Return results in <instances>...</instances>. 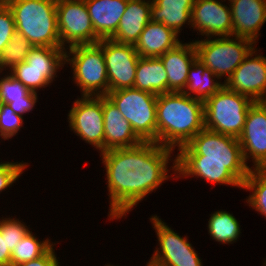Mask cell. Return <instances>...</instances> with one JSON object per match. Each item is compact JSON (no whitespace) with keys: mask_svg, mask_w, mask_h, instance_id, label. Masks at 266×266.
Returning a JSON list of instances; mask_svg holds the SVG:
<instances>
[{"mask_svg":"<svg viewBox=\"0 0 266 266\" xmlns=\"http://www.w3.org/2000/svg\"><path fill=\"white\" fill-rule=\"evenodd\" d=\"M174 151L156 142H142L134 147L100 153L109 194V220L127 217L134 206L153 191L156 192L164 181L176 178V159L172 157ZM170 161L172 166L168 165Z\"/></svg>","mask_w":266,"mask_h":266,"instance_id":"1","label":"cell"},{"mask_svg":"<svg viewBox=\"0 0 266 266\" xmlns=\"http://www.w3.org/2000/svg\"><path fill=\"white\" fill-rule=\"evenodd\" d=\"M177 151L176 179L195 176L213 185L242 189L250 172L238 138L205 128Z\"/></svg>","mask_w":266,"mask_h":266,"instance_id":"2","label":"cell"},{"mask_svg":"<svg viewBox=\"0 0 266 266\" xmlns=\"http://www.w3.org/2000/svg\"><path fill=\"white\" fill-rule=\"evenodd\" d=\"M157 143L173 150L204 129V102L183 92L157 96Z\"/></svg>","mask_w":266,"mask_h":266,"instance_id":"3","label":"cell"},{"mask_svg":"<svg viewBox=\"0 0 266 266\" xmlns=\"http://www.w3.org/2000/svg\"><path fill=\"white\" fill-rule=\"evenodd\" d=\"M11 9L16 32L33 46L62 47L57 22V0H3Z\"/></svg>","mask_w":266,"mask_h":266,"instance_id":"4","label":"cell"},{"mask_svg":"<svg viewBox=\"0 0 266 266\" xmlns=\"http://www.w3.org/2000/svg\"><path fill=\"white\" fill-rule=\"evenodd\" d=\"M254 103L248 96L223 86L204 101V128L239 138L248 110Z\"/></svg>","mask_w":266,"mask_h":266,"instance_id":"5","label":"cell"},{"mask_svg":"<svg viewBox=\"0 0 266 266\" xmlns=\"http://www.w3.org/2000/svg\"><path fill=\"white\" fill-rule=\"evenodd\" d=\"M67 49L66 64L73 70L72 81L80 88L81 96H106L109 83L102 47L96 43Z\"/></svg>","mask_w":266,"mask_h":266,"instance_id":"6","label":"cell"},{"mask_svg":"<svg viewBox=\"0 0 266 266\" xmlns=\"http://www.w3.org/2000/svg\"><path fill=\"white\" fill-rule=\"evenodd\" d=\"M197 60L226 82L235 69L256 46L252 41L234 35L194 40ZM222 78V79H221Z\"/></svg>","mask_w":266,"mask_h":266,"instance_id":"7","label":"cell"},{"mask_svg":"<svg viewBox=\"0 0 266 266\" xmlns=\"http://www.w3.org/2000/svg\"><path fill=\"white\" fill-rule=\"evenodd\" d=\"M106 96L143 142L157 143V95L136 88H124L108 92Z\"/></svg>","mask_w":266,"mask_h":266,"instance_id":"8","label":"cell"},{"mask_svg":"<svg viewBox=\"0 0 266 266\" xmlns=\"http://www.w3.org/2000/svg\"><path fill=\"white\" fill-rule=\"evenodd\" d=\"M66 64V49L63 47L34 46L26 60L8 71L14 79L20 81L29 91L51 85L56 81L57 73Z\"/></svg>","mask_w":266,"mask_h":266,"instance_id":"9","label":"cell"},{"mask_svg":"<svg viewBox=\"0 0 266 266\" xmlns=\"http://www.w3.org/2000/svg\"><path fill=\"white\" fill-rule=\"evenodd\" d=\"M149 219L154 226L159 246L155 247L149 259L154 266H203L201 257L189 243L187 236H180L157 214Z\"/></svg>","mask_w":266,"mask_h":266,"instance_id":"10","label":"cell"},{"mask_svg":"<svg viewBox=\"0 0 266 266\" xmlns=\"http://www.w3.org/2000/svg\"><path fill=\"white\" fill-rule=\"evenodd\" d=\"M57 22L61 46L96 44L101 40L96 34L85 0H57Z\"/></svg>","mask_w":266,"mask_h":266,"instance_id":"11","label":"cell"},{"mask_svg":"<svg viewBox=\"0 0 266 266\" xmlns=\"http://www.w3.org/2000/svg\"><path fill=\"white\" fill-rule=\"evenodd\" d=\"M68 112L70 130L99 153L104 152L102 96H81Z\"/></svg>","mask_w":266,"mask_h":266,"instance_id":"12","label":"cell"},{"mask_svg":"<svg viewBox=\"0 0 266 266\" xmlns=\"http://www.w3.org/2000/svg\"><path fill=\"white\" fill-rule=\"evenodd\" d=\"M97 43L103 50L109 92L133 88L140 58L134 45L117 43L111 39H101Z\"/></svg>","mask_w":266,"mask_h":266,"instance_id":"13","label":"cell"},{"mask_svg":"<svg viewBox=\"0 0 266 266\" xmlns=\"http://www.w3.org/2000/svg\"><path fill=\"white\" fill-rule=\"evenodd\" d=\"M259 52L255 46L224 82V86L248 96L254 102H266V56Z\"/></svg>","mask_w":266,"mask_h":266,"instance_id":"14","label":"cell"},{"mask_svg":"<svg viewBox=\"0 0 266 266\" xmlns=\"http://www.w3.org/2000/svg\"><path fill=\"white\" fill-rule=\"evenodd\" d=\"M238 140L246 165L266 169V102H255L249 108ZM248 161H252V167Z\"/></svg>","mask_w":266,"mask_h":266,"instance_id":"15","label":"cell"},{"mask_svg":"<svg viewBox=\"0 0 266 266\" xmlns=\"http://www.w3.org/2000/svg\"><path fill=\"white\" fill-rule=\"evenodd\" d=\"M226 1L195 0L191 10L193 31L204 38L233 35L231 9L230 5H225Z\"/></svg>","mask_w":266,"mask_h":266,"instance_id":"16","label":"cell"},{"mask_svg":"<svg viewBox=\"0 0 266 266\" xmlns=\"http://www.w3.org/2000/svg\"><path fill=\"white\" fill-rule=\"evenodd\" d=\"M227 4L231 9L233 35L257 45L266 22V0H228Z\"/></svg>","mask_w":266,"mask_h":266,"instance_id":"17","label":"cell"},{"mask_svg":"<svg viewBox=\"0 0 266 266\" xmlns=\"http://www.w3.org/2000/svg\"><path fill=\"white\" fill-rule=\"evenodd\" d=\"M102 109L104 118V151L134 147L143 142L133 131L130 122L124 118L107 96H102Z\"/></svg>","mask_w":266,"mask_h":266,"instance_id":"18","label":"cell"},{"mask_svg":"<svg viewBox=\"0 0 266 266\" xmlns=\"http://www.w3.org/2000/svg\"><path fill=\"white\" fill-rule=\"evenodd\" d=\"M159 58L168 75V92H183L189 69L197 59L193 40L179 43Z\"/></svg>","mask_w":266,"mask_h":266,"instance_id":"19","label":"cell"},{"mask_svg":"<svg viewBox=\"0 0 266 266\" xmlns=\"http://www.w3.org/2000/svg\"><path fill=\"white\" fill-rule=\"evenodd\" d=\"M152 0H128L116 33L110 38L117 43L135 45L151 21Z\"/></svg>","mask_w":266,"mask_h":266,"instance_id":"20","label":"cell"},{"mask_svg":"<svg viewBox=\"0 0 266 266\" xmlns=\"http://www.w3.org/2000/svg\"><path fill=\"white\" fill-rule=\"evenodd\" d=\"M128 0H85L95 34L110 39L117 31Z\"/></svg>","mask_w":266,"mask_h":266,"instance_id":"21","label":"cell"},{"mask_svg":"<svg viewBox=\"0 0 266 266\" xmlns=\"http://www.w3.org/2000/svg\"><path fill=\"white\" fill-rule=\"evenodd\" d=\"M181 42L174 30L161 22L151 20L141 32L134 47L140 57L154 58L160 57Z\"/></svg>","mask_w":266,"mask_h":266,"instance_id":"22","label":"cell"},{"mask_svg":"<svg viewBox=\"0 0 266 266\" xmlns=\"http://www.w3.org/2000/svg\"><path fill=\"white\" fill-rule=\"evenodd\" d=\"M195 0H152L151 20L161 22L180 35L182 27L191 28V10Z\"/></svg>","mask_w":266,"mask_h":266,"instance_id":"23","label":"cell"},{"mask_svg":"<svg viewBox=\"0 0 266 266\" xmlns=\"http://www.w3.org/2000/svg\"><path fill=\"white\" fill-rule=\"evenodd\" d=\"M133 88L157 96L168 92V75L159 57L138 59Z\"/></svg>","mask_w":266,"mask_h":266,"instance_id":"24","label":"cell"},{"mask_svg":"<svg viewBox=\"0 0 266 266\" xmlns=\"http://www.w3.org/2000/svg\"><path fill=\"white\" fill-rule=\"evenodd\" d=\"M37 94L36 92L29 91L8 72L7 74H4V72L0 74V101L11 107L16 114L23 117L27 112L32 113L38 102Z\"/></svg>","mask_w":266,"mask_h":266,"instance_id":"25","label":"cell"},{"mask_svg":"<svg viewBox=\"0 0 266 266\" xmlns=\"http://www.w3.org/2000/svg\"><path fill=\"white\" fill-rule=\"evenodd\" d=\"M221 81L213 71L196 59L189 69L183 93L204 102L224 86Z\"/></svg>","mask_w":266,"mask_h":266,"instance_id":"26","label":"cell"},{"mask_svg":"<svg viewBox=\"0 0 266 266\" xmlns=\"http://www.w3.org/2000/svg\"><path fill=\"white\" fill-rule=\"evenodd\" d=\"M240 223L235 216L226 210H218L210 214L208 220V234L219 244H233L237 242L242 232Z\"/></svg>","mask_w":266,"mask_h":266,"instance_id":"27","label":"cell"},{"mask_svg":"<svg viewBox=\"0 0 266 266\" xmlns=\"http://www.w3.org/2000/svg\"><path fill=\"white\" fill-rule=\"evenodd\" d=\"M55 242L47 239L40 240L36 237L32 231H29L27 235L14 247L11 252V266H16L31 260H35L43 256Z\"/></svg>","mask_w":266,"mask_h":266,"instance_id":"28","label":"cell"},{"mask_svg":"<svg viewBox=\"0 0 266 266\" xmlns=\"http://www.w3.org/2000/svg\"><path fill=\"white\" fill-rule=\"evenodd\" d=\"M242 189L251 192L245 201L247 205L266 219V169H250Z\"/></svg>","mask_w":266,"mask_h":266,"instance_id":"29","label":"cell"},{"mask_svg":"<svg viewBox=\"0 0 266 266\" xmlns=\"http://www.w3.org/2000/svg\"><path fill=\"white\" fill-rule=\"evenodd\" d=\"M33 44L20 33L15 32L0 56V68L2 72L11 70L13 67L26 60Z\"/></svg>","mask_w":266,"mask_h":266,"instance_id":"30","label":"cell"},{"mask_svg":"<svg viewBox=\"0 0 266 266\" xmlns=\"http://www.w3.org/2000/svg\"><path fill=\"white\" fill-rule=\"evenodd\" d=\"M30 225H26L24 221L13 216L0 219V231L1 235H5V242L7 249L12 252L14 247L20 242L30 231L28 228Z\"/></svg>","mask_w":266,"mask_h":266,"instance_id":"31","label":"cell"},{"mask_svg":"<svg viewBox=\"0 0 266 266\" xmlns=\"http://www.w3.org/2000/svg\"><path fill=\"white\" fill-rule=\"evenodd\" d=\"M23 117L16 114L11 107L3 103L0 113V138L8 140L18 134L23 126Z\"/></svg>","mask_w":266,"mask_h":266,"instance_id":"32","label":"cell"},{"mask_svg":"<svg viewBox=\"0 0 266 266\" xmlns=\"http://www.w3.org/2000/svg\"><path fill=\"white\" fill-rule=\"evenodd\" d=\"M28 162L0 161V193L8 190L29 166Z\"/></svg>","mask_w":266,"mask_h":266,"instance_id":"33","label":"cell"},{"mask_svg":"<svg viewBox=\"0 0 266 266\" xmlns=\"http://www.w3.org/2000/svg\"><path fill=\"white\" fill-rule=\"evenodd\" d=\"M15 32L13 13L8 5L0 0V56Z\"/></svg>","mask_w":266,"mask_h":266,"instance_id":"34","label":"cell"},{"mask_svg":"<svg viewBox=\"0 0 266 266\" xmlns=\"http://www.w3.org/2000/svg\"><path fill=\"white\" fill-rule=\"evenodd\" d=\"M55 245L56 243L43 256L16 266H61L54 249Z\"/></svg>","mask_w":266,"mask_h":266,"instance_id":"35","label":"cell"},{"mask_svg":"<svg viewBox=\"0 0 266 266\" xmlns=\"http://www.w3.org/2000/svg\"><path fill=\"white\" fill-rule=\"evenodd\" d=\"M0 266H11V252L7 249L5 235L0 231Z\"/></svg>","mask_w":266,"mask_h":266,"instance_id":"36","label":"cell"},{"mask_svg":"<svg viewBox=\"0 0 266 266\" xmlns=\"http://www.w3.org/2000/svg\"><path fill=\"white\" fill-rule=\"evenodd\" d=\"M147 264L145 265V266H154V264L150 261V260H148V262H146ZM105 266H115V265H111V264H108L107 263V265L105 264ZM118 266V265H117Z\"/></svg>","mask_w":266,"mask_h":266,"instance_id":"37","label":"cell"},{"mask_svg":"<svg viewBox=\"0 0 266 266\" xmlns=\"http://www.w3.org/2000/svg\"><path fill=\"white\" fill-rule=\"evenodd\" d=\"M2 106H3V103L0 101V113H1Z\"/></svg>","mask_w":266,"mask_h":266,"instance_id":"38","label":"cell"}]
</instances>
